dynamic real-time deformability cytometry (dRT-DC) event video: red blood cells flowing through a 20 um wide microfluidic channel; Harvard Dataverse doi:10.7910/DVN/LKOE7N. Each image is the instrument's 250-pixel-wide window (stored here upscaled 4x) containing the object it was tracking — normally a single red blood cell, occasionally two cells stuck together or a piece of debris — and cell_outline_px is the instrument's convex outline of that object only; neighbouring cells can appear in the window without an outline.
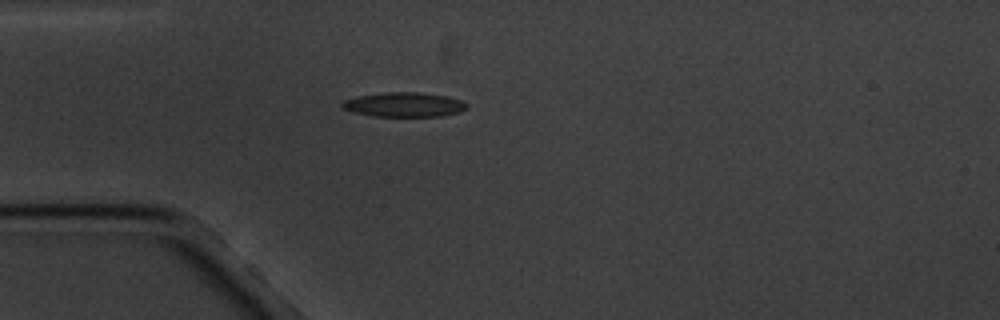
{"species": "common noctule bat (a hibernating species)", "species_latin": "Nyctalus noctula", "temperature_condition": "cold", "stored_images_in_passage": 4, "camera_frame_rate_fps": 3000, "um_per_image_px": 0.085, "animal": {"sex": "male", "body_mass_g": 20.1, "forearm_length_mm": 53.5}, "frame": {"image": 1, "passage_image": 3, "time_ms": 3.0, "image_size_px": [1000, 320], "cell_outline_px": [[468, 108], [460, 112], [444, 116], [372, 116], [352, 112], [344, 108], [340, 104], [344, 100], [356, 96], [384, 92], [420, 92], [444, 96], [460, 100], [468, 104]], "centroid_in_image_um": [34.34, 8.89], "position_along_channel_um": 50.7, "area_um2": 17.86}}